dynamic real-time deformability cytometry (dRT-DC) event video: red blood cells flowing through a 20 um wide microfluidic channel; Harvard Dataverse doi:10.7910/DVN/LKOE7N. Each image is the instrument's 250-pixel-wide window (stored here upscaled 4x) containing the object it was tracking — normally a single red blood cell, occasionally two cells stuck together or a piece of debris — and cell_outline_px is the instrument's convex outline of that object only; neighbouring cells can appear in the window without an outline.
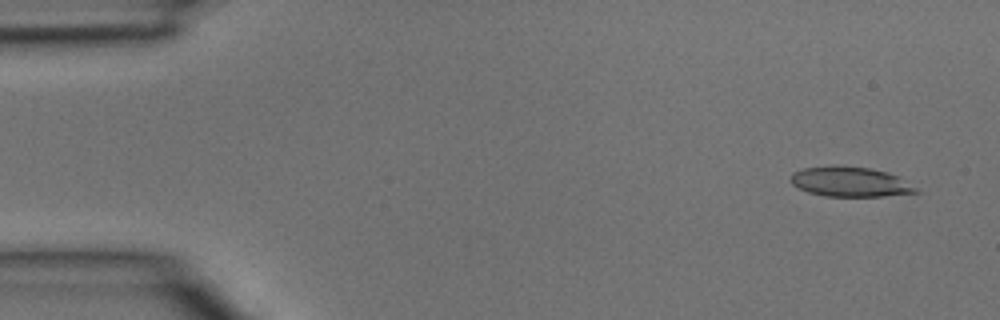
{"species": "common noctule bat (a hibernating species)", "species_latin": "Nyctalus noctula", "temperature_condition": "room temperature", "stored_images_in_passage": 3, "camera_frame_rate_fps": 3000, "um_per_image_px": 0.085, "animal": {"sex": "male", "body_mass_g": 15.6}, "frame": {"image": 1, "passage_image": 1, "time_ms": 0.0, "image_size_px": [1000, 320], "cell_outline_px": [[920, 192], [884, 196], [824, 196], [808, 192], [792, 184], [788, 180], [792, 172], [804, 168], [832, 164], [840, 164], [868, 168], [888, 172], [896, 176], [916, 188]], "centroid_in_image_um": [72.18, 15.43], "position_along_channel_um": 12.8, "area_um2": 21.96}}